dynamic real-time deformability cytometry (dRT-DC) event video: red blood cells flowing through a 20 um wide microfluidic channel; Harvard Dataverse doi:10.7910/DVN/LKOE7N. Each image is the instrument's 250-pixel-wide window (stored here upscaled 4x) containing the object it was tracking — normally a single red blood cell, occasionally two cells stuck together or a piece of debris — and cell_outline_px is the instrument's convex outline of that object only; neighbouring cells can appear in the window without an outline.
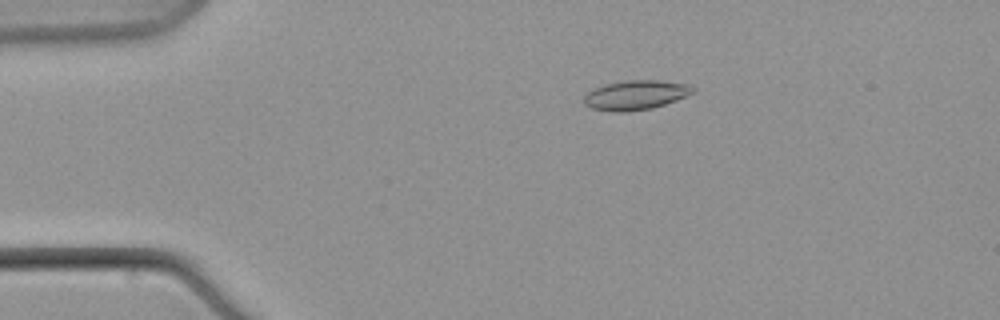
{"species": "common noctule bat (a hibernating species)", "species_latin": "Nyctalus noctula", "temperature_condition": "warm", "stored_images_in_passage": 9, "camera_frame_rate_fps": 3000, "um_per_image_px": 0.085, "animal": {"sex": "male", "body_mass_g": 21.5, "forearm_length_mm": 52.0}, "frame": {"image": 1, "passage_image": 4, "time_ms": 4.667, "image_size_px": [1000, 320], "cell_outline_px": [[696, 92], [676, 100], [652, 108], [624, 112], [612, 112], [592, 108], [584, 104], [584, 96], [592, 88], [604, 84], [624, 80], [660, 80], [688, 84], [696, 88]], "centroid_in_image_um": [54.03, 8.07], "position_along_channel_um": 31.0, "area_um2": 18.9}}
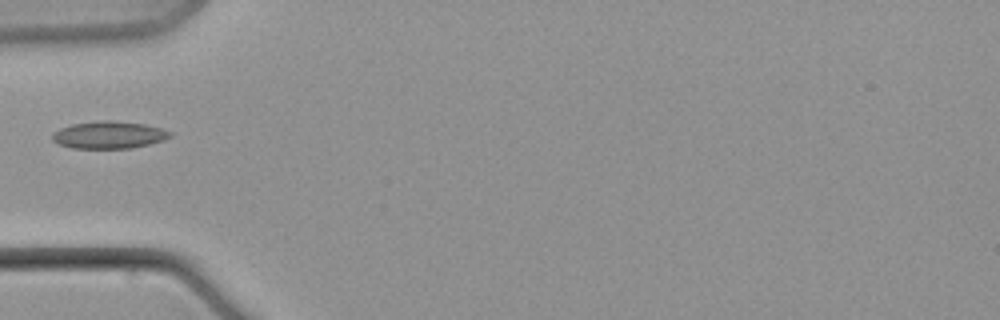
{"frame": {"image": 2, "passage_image": 7, "time_ms": 8.333, "image_size_px": [1000, 320], "cell_outline_px": [[172, 136], [164, 140], [132, 148], [72, 148], [60, 144], [52, 140], [52, 132], [60, 128], [72, 124], [100, 120], [112, 120], [144, 124], [160, 128], [172, 132]], "centroid_in_image_um": [9.25, 11.46], "position_along_channel_um": 75.7, "area_um2": 18.73}}
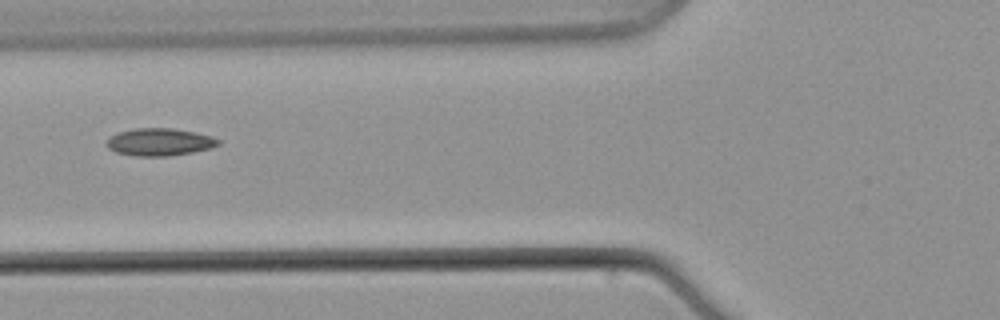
{"frame": {"image": 3, "passage_image": 8, "time_ms": 9.667, "image_size_px": [1000, 320], "cell_outline_px": [[220, 144], [212, 148], [192, 152], [168, 156], [136, 156], [116, 152], [108, 148], [104, 144], [112, 136], [120, 132], [136, 128], [172, 128], [196, 132], [212, 136], [220, 140]], "centroid_in_image_um": [13.59, 12.07], "position_along_channel_um": 112.2, "area_um2": 17.86}}